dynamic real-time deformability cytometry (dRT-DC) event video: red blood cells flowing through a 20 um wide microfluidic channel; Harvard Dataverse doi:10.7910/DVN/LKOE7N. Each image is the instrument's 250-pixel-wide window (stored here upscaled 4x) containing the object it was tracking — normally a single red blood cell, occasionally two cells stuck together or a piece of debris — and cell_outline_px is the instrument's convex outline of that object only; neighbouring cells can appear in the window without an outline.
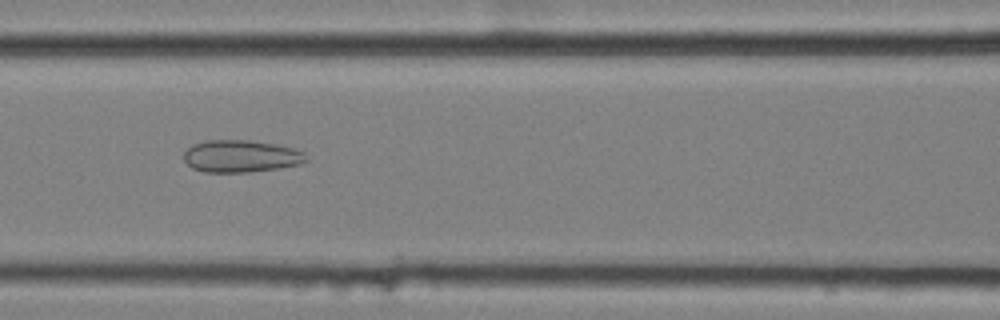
{"species": "common noctule bat (a hibernating species)", "species_latin": "Nyctalus noctula", "temperature_condition": "cold", "stored_images_in_passage": 55, "camera_frame_rate_fps": 3000, "um_per_image_px": 0.085, "animal": {"sex": "female", "body_mass_g": 25.1}, "frame": {"image": 1, "passage_image": 24, "time_ms": 7.667, "image_size_px": [1000, 320], "cell_outline_px": [[308, 160], [300, 164], [280, 168], [248, 172], [204, 172], [192, 168], [184, 160], [184, 152], [192, 144], [208, 140], [248, 140], [276, 144], [296, 148], [304, 152]], "centroid_in_image_um": [20.5, 13.27], "position_along_channel_um": 146.1, "area_um2": 23.12}}
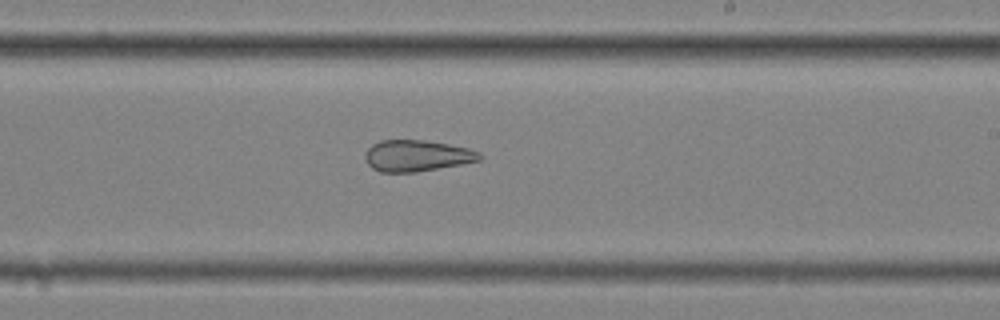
{"frame": {"image": 2, "passage_image": 33, "time_ms": 10.667, "image_size_px": [1000, 320], "cell_outline_px": [[484, 156], [480, 160], [460, 164], [416, 172], [380, 172], [372, 168], [364, 160], [364, 152], [372, 144], [380, 140], [424, 140], [448, 144], [468, 148], [480, 152]], "centroid_in_image_um": [35.4, 13.23], "position_along_channel_um": 253.6, "area_um2": 20.98}}
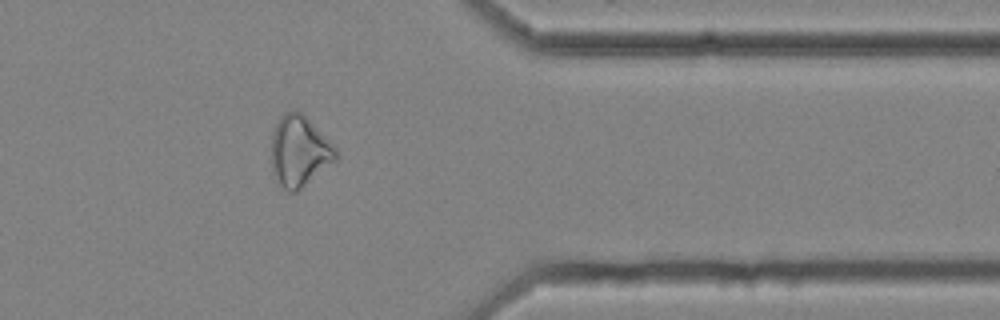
{"frame": {"image": 3, "passage_image": 45, "time_ms": 14.667, "image_size_px": [1000, 320], "cell_outline_px": [[336, 160], [296, 192], [288, 192], [280, 184], [272, 168], [272, 132], [280, 116], [284, 112], [296, 108], [304, 112], [336, 148]], "centroid_in_image_um": [25.44, 12.78], "position_along_channel_um": 386.0, "area_um2": 26.59}, "authors_computed_cell_mechanics": {"area_um2": 27.3394, "velocity_mm_per_s": 3.5851, "shape_relaxation_time_tau1_ms": null, "shape_relaxation_time_tau2_ms": 2.8218, "deformation_change_tau1": null, "deformation_change_tau2": 0.1214}}